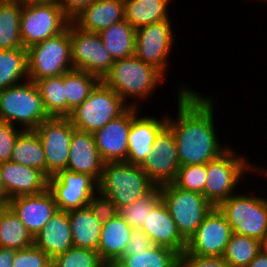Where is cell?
<instances>
[{
	"label": "cell",
	"instance_id": "1",
	"mask_svg": "<svg viewBox=\"0 0 267 267\" xmlns=\"http://www.w3.org/2000/svg\"><path fill=\"white\" fill-rule=\"evenodd\" d=\"M177 116L167 117L178 148L180 166L206 164L229 147L218 138L213 96H205L182 84L178 86Z\"/></svg>",
	"mask_w": 267,
	"mask_h": 267
},
{
	"label": "cell",
	"instance_id": "2",
	"mask_svg": "<svg viewBox=\"0 0 267 267\" xmlns=\"http://www.w3.org/2000/svg\"><path fill=\"white\" fill-rule=\"evenodd\" d=\"M165 79L167 78L154 66L132 55L114 61L102 81L129 106L138 107L140 104L137 105L136 101L149 102L147 100L152 98V94L156 93L158 86L165 82Z\"/></svg>",
	"mask_w": 267,
	"mask_h": 267
},
{
	"label": "cell",
	"instance_id": "3",
	"mask_svg": "<svg viewBox=\"0 0 267 267\" xmlns=\"http://www.w3.org/2000/svg\"><path fill=\"white\" fill-rule=\"evenodd\" d=\"M247 158L245 154L236 152L230 146L218 158L207 163L204 197L214 207H218L224 200L240 191L238 185H241L245 174L251 172L256 175L261 170L267 171V166L266 169L260 165L256 166L257 163H250Z\"/></svg>",
	"mask_w": 267,
	"mask_h": 267
},
{
	"label": "cell",
	"instance_id": "4",
	"mask_svg": "<svg viewBox=\"0 0 267 267\" xmlns=\"http://www.w3.org/2000/svg\"><path fill=\"white\" fill-rule=\"evenodd\" d=\"M156 185L139 165L125 161L105 162L98 191L111 199L118 209L148 195Z\"/></svg>",
	"mask_w": 267,
	"mask_h": 267
},
{
	"label": "cell",
	"instance_id": "5",
	"mask_svg": "<svg viewBox=\"0 0 267 267\" xmlns=\"http://www.w3.org/2000/svg\"><path fill=\"white\" fill-rule=\"evenodd\" d=\"M265 176L267 171H260L258 175ZM239 191L224 200L219 210L225 215L232 233L249 236L261 241H267V198L253 193Z\"/></svg>",
	"mask_w": 267,
	"mask_h": 267
},
{
	"label": "cell",
	"instance_id": "6",
	"mask_svg": "<svg viewBox=\"0 0 267 267\" xmlns=\"http://www.w3.org/2000/svg\"><path fill=\"white\" fill-rule=\"evenodd\" d=\"M49 118L35 82L27 80L0 90V121L35 130Z\"/></svg>",
	"mask_w": 267,
	"mask_h": 267
},
{
	"label": "cell",
	"instance_id": "7",
	"mask_svg": "<svg viewBox=\"0 0 267 267\" xmlns=\"http://www.w3.org/2000/svg\"><path fill=\"white\" fill-rule=\"evenodd\" d=\"M130 106L102 80L91 94L68 116L80 131L94 133L108 122L118 118Z\"/></svg>",
	"mask_w": 267,
	"mask_h": 267
},
{
	"label": "cell",
	"instance_id": "8",
	"mask_svg": "<svg viewBox=\"0 0 267 267\" xmlns=\"http://www.w3.org/2000/svg\"><path fill=\"white\" fill-rule=\"evenodd\" d=\"M28 78L30 81L60 76L74 69L70 49V24L61 33L30 46Z\"/></svg>",
	"mask_w": 267,
	"mask_h": 267
},
{
	"label": "cell",
	"instance_id": "9",
	"mask_svg": "<svg viewBox=\"0 0 267 267\" xmlns=\"http://www.w3.org/2000/svg\"><path fill=\"white\" fill-rule=\"evenodd\" d=\"M161 199L167 206L181 236L187 241L214 206L198 192L179 188L174 183L160 186Z\"/></svg>",
	"mask_w": 267,
	"mask_h": 267
},
{
	"label": "cell",
	"instance_id": "10",
	"mask_svg": "<svg viewBox=\"0 0 267 267\" xmlns=\"http://www.w3.org/2000/svg\"><path fill=\"white\" fill-rule=\"evenodd\" d=\"M71 21L59 3L23 4L20 23L23 48L63 32Z\"/></svg>",
	"mask_w": 267,
	"mask_h": 267
},
{
	"label": "cell",
	"instance_id": "11",
	"mask_svg": "<svg viewBox=\"0 0 267 267\" xmlns=\"http://www.w3.org/2000/svg\"><path fill=\"white\" fill-rule=\"evenodd\" d=\"M70 49L74 69L102 80L114 63L98 33L84 31L70 23Z\"/></svg>",
	"mask_w": 267,
	"mask_h": 267
},
{
	"label": "cell",
	"instance_id": "12",
	"mask_svg": "<svg viewBox=\"0 0 267 267\" xmlns=\"http://www.w3.org/2000/svg\"><path fill=\"white\" fill-rule=\"evenodd\" d=\"M170 20L171 18L136 29L135 56L154 66L165 77L169 74V58L175 44Z\"/></svg>",
	"mask_w": 267,
	"mask_h": 267
},
{
	"label": "cell",
	"instance_id": "13",
	"mask_svg": "<svg viewBox=\"0 0 267 267\" xmlns=\"http://www.w3.org/2000/svg\"><path fill=\"white\" fill-rule=\"evenodd\" d=\"M75 129L68 117H50L34 130L43 145L48 178L66 170Z\"/></svg>",
	"mask_w": 267,
	"mask_h": 267
},
{
	"label": "cell",
	"instance_id": "14",
	"mask_svg": "<svg viewBox=\"0 0 267 267\" xmlns=\"http://www.w3.org/2000/svg\"><path fill=\"white\" fill-rule=\"evenodd\" d=\"M231 235L225 215L214 207L187 240L186 249L181 255L223 257Z\"/></svg>",
	"mask_w": 267,
	"mask_h": 267
},
{
	"label": "cell",
	"instance_id": "15",
	"mask_svg": "<svg viewBox=\"0 0 267 267\" xmlns=\"http://www.w3.org/2000/svg\"><path fill=\"white\" fill-rule=\"evenodd\" d=\"M48 189L58 210L68 212L86 207L98 191V182L88 174L63 170L49 178Z\"/></svg>",
	"mask_w": 267,
	"mask_h": 267
},
{
	"label": "cell",
	"instance_id": "16",
	"mask_svg": "<svg viewBox=\"0 0 267 267\" xmlns=\"http://www.w3.org/2000/svg\"><path fill=\"white\" fill-rule=\"evenodd\" d=\"M139 167L156 186L174 182L180 163L174 134L167 125L155 137L152 152Z\"/></svg>",
	"mask_w": 267,
	"mask_h": 267
},
{
	"label": "cell",
	"instance_id": "17",
	"mask_svg": "<svg viewBox=\"0 0 267 267\" xmlns=\"http://www.w3.org/2000/svg\"><path fill=\"white\" fill-rule=\"evenodd\" d=\"M139 107H132V122L128 133V149L125 162L140 165L152 152L155 137L167 125L168 114L160 119L154 116H141ZM140 115V116H139Z\"/></svg>",
	"mask_w": 267,
	"mask_h": 267
},
{
	"label": "cell",
	"instance_id": "18",
	"mask_svg": "<svg viewBox=\"0 0 267 267\" xmlns=\"http://www.w3.org/2000/svg\"><path fill=\"white\" fill-rule=\"evenodd\" d=\"M6 204L14 211L34 237L58 210L49 189L33 195L18 196Z\"/></svg>",
	"mask_w": 267,
	"mask_h": 267
},
{
	"label": "cell",
	"instance_id": "19",
	"mask_svg": "<svg viewBox=\"0 0 267 267\" xmlns=\"http://www.w3.org/2000/svg\"><path fill=\"white\" fill-rule=\"evenodd\" d=\"M131 122L132 107L130 106L118 118L93 133L97 149L104 162L126 161L127 138Z\"/></svg>",
	"mask_w": 267,
	"mask_h": 267
},
{
	"label": "cell",
	"instance_id": "20",
	"mask_svg": "<svg viewBox=\"0 0 267 267\" xmlns=\"http://www.w3.org/2000/svg\"><path fill=\"white\" fill-rule=\"evenodd\" d=\"M0 172L7 201L18 196L45 192L49 186V178L43 172L12 161L1 163Z\"/></svg>",
	"mask_w": 267,
	"mask_h": 267
},
{
	"label": "cell",
	"instance_id": "21",
	"mask_svg": "<svg viewBox=\"0 0 267 267\" xmlns=\"http://www.w3.org/2000/svg\"><path fill=\"white\" fill-rule=\"evenodd\" d=\"M141 230L154 245L171 248L180 255L186 249L187 241L179 233L177 225L162 199L148 211Z\"/></svg>",
	"mask_w": 267,
	"mask_h": 267
},
{
	"label": "cell",
	"instance_id": "22",
	"mask_svg": "<svg viewBox=\"0 0 267 267\" xmlns=\"http://www.w3.org/2000/svg\"><path fill=\"white\" fill-rule=\"evenodd\" d=\"M104 163L97 149L94 134L75 129L66 170L88 174L99 182Z\"/></svg>",
	"mask_w": 267,
	"mask_h": 267
},
{
	"label": "cell",
	"instance_id": "23",
	"mask_svg": "<svg viewBox=\"0 0 267 267\" xmlns=\"http://www.w3.org/2000/svg\"><path fill=\"white\" fill-rule=\"evenodd\" d=\"M123 20L124 0H96L76 15L72 22L84 31L100 33Z\"/></svg>",
	"mask_w": 267,
	"mask_h": 267
},
{
	"label": "cell",
	"instance_id": "24",
	"mask_svg": "<svg viewBox=\"0 0 267 267\" xmlns=\"http://www.w3.org/2000/svg\"><path fill=\"white\" fill-rule=\"evenodd\" d=\"M34 245L43 250L51 259L73 247L68 212L57 210L34 236Z\"/></svg>",
	"mask_w": 267,
	"mask_h": 267
},
{
	"label": "cell",
	"instance_id": "25",
	"mask_svg": "<svg viewBox=\"0 0 267 267\" xmlns=\"http://www.w3.org/2000/svg\"><path fill=\"white\" fill-rule=\"evenodd\" d=\"M132 229L120 214L102 223L97 251L105 264H115L123 256Z\"/></svg>",
	"mask_w": 267,
	"mask_h": 267
},
{
	"label": "cell",
	"instance_id": "26",
	"mask_svg": "<svg viewBox=\"0 0 267 267\" xmlns=\"http://www.w3.org/2000/svg\"><path fill=\"white\" fill-rule=\"evenodd\" d=\"M73 247L97 251L102 223L93 215L88 206L68 211Z\"/></svg>",
	"mask_w": 267,
	"mask_h": 267
},
{
	"label": "cell",
	"instance_id": "27",
	"mask_svg": "<svg viewBox=\"0 0 267 267\" xmlns=\"http://www.w3.org/2000/svg\"><path fill=\"white\" fill-rule=\"evenodd\" d=\"M172 0H124L125 20L135 29L170 18Z\"/></svg>",
	"mask_w": 267,
	"mask_h": 267
},
{
	"label": "cell",
	"instance_id": "28",
	"mask_svg": "<svg viewBox=\"0 0 267 267\" xmlns=\"http://www.w3.org/2000/svg\"><path fill=\"white\" fill-rule=\"evenodd\" d=\"M34 245V237L6 204L0 206V247L21 250Z\"/></svg>",
	"mask_w": 267,
	"mask_h": 267
},
{
	"label": "cell",
	"instance_id": "29",
	"mask_svg": "<svg viewBox=\"0 0 267 267\" xmlns=\"http://www.w3.org/2000/svg\"><path fill=\"white\" fill-rule=\"evenodd\" d=\"M98 34L114 61L135 55L136 29L126 20L114 23Z\"/></svg>",
	"mask_w": 267,
	"mask_h": 267
},
{
	"label": "cell",
	"instance_id": "30",
	"mask_svg": "<svg viewBox=\"0 0 267 267\" xmlns=\"http://www.w3.org/2000/svg\"><path fill=\"white\" fill-rule=\"evenodd\" d=\"M116 267H180L181 255L168 247L154 245L135 255H123Z\"/></svg>",
	"mask_w": 267,
	"mask_h": 267
},
{
	"label": "cell",
	"instance_id": "31",
	"mask_svg": "<svg viewBox=\"0 0 267 267\" xmlns=\"http://www.w3.org/2000/svg\"><path fill=\"white\" fill-rule=\"evenodd\" d=\"M27 80H29L27 49H0V90Z\"/></svg>",
	"mask_w": 267,
	"mask_h": 267
},
{
	"label": "cell",
	"instance_id": "32",
	"mask_svg": "<svg viewBox=\"0 0 267 267\" xmlns=\"http://www.w3.org/2000/svg\"><path fill=\"white\" fill-rule=\"evenodd\" d=\"M11 161L35 168L46 175V160L40 137L34 130H24L17 138Z\"/></svg>",
	"mask_w": 267,
	"mask_h": 267
},
{
	"label": "cell",
	"instance_id": "33",
	"mask_svg": "<svg viewBox=\"0 0 267 267\" xmlns=\"http://www.w3.org/2000/svg\"><path fill=\"white\" fill-rule=\"evenodd\" d=\"M22 2L0 3V49L23 48L20 36Z\"/></svg>",
	"mask_w": 267,
	"mask_h": 267
},
{
	"label": "cell",
	"instance_id": "34",
	"mask_svg": "<svg viewBox=\"0 0 267 267\" xmlns=\"http://www.w3.org/2000/svg\"><path fill=\"white\" fill-rule=\"evenodd\" d=\"M100 81L98 77L85 71L73 69L64 73L67 117L91 94Z\"/></svg>",
	"mask_w": 267,
	"mask_h": 267
},
{
	"label": "cell",
	"instance_id": "35",
	"mask_svg": "<svg viewBox=\"0 0 267 267\" xmlns=\"http://www.w3.org/2000/svg\"><path fill=\"white\" fill-rule=\"evenodd\" d=\"M46 112L50 117H67L64 74L35 81Z\"/></svg>",
	"mask_w": 267,
	"mask_h": 267
},
{
	"label": "cell",
	"instance_id": "36",
	"mask_svg": "<svg viewBox=\"0 0 267 267\" xmlns=\"http://www.w3.org/2000/svg\"><path fill=\"white\" fill-rule=\"evenodd\" d=\"M263 247L257 239L232 233L223 258L231 267H247Z\"/></svg>",
	"mask_w": 267,
	"mask_h": 267
},
{
	"label": "cell",
	"instance_id": "37",
	"mask_svg": "<svg viewBox=\"0 0 267 267\" xmlns=\"http://www.w3.org/2000/svg\"><path fill=\"white\" fill-rule=\"evenodd\" d=\"M161 199L160 186H156L148 195L135 200L119 209V214L133 229H141L148 216V211Z\"/></svg>",
	"mask_w": 267,
	"mask_h": 267
},
{
	"label": "cell",
	"instance_id": "38",
	"mask_svg": "<svg viewBox=\"0 0 267 267\" xmlns=\"http://www.w3.org/2000/svg\"><path fill=\"white\" fill-rule=\"evenodd\" d=\"M104 265L98 251L71 247L65 253L55 256L51 267H102Z\"/></svg>",
	"mask_w": 267,
	"mask_h": 267
},
{
	"label": "cell",
	"instance_id": "39",
	"mask_svg": "<svg viewBox=\"0 0 267 267\" xmlns=\"http://www.w3.org/2000/svg\"><path fill=\"white\" fill-rule=\"evenodd\" d=\"M206 176L207 163L180 166L173 183L181 189L204 195Z\"/></svg>",
	"mask_w": 267,
	"mask_h": 267
},
{
	"label": "cell",
	"instance_id": "40",
	"mask_svg": "<svg viewBox=\"0 0 267 267\" xmlns=\"http://www.w3.org/2000/svg\"><path fill=\"white\" fill-rule=\"evenodd\" d=\"M52 259L35 245L16 250L12 267H51Z\"/></svg>",
	"mask_w": 267,
	"mask_h": 267
},
{
	"label": "cell",
	"instance_id": "41",
	"mask_svg": "<svg viewBox=\"0 0 267 267\" xmlns=\"http://www.w3.org/2000/svg\"><path fill=\"white\" fill-rule=\"evenodd\" d=\"M87 206L101 223H105L119 214L116 204L99 191L91 197Z\"/></svg>",
	"mask_w": 267,
	"mask_h": 267
},
{
	"label": "cell",
	"instance_id": "42",
	"mask_svg": "<svg viewBox=\"0 0 267 267\" xmlns=\"http://www.w3.org/2000/svg\"><path fill=\"white\" fill-rule=\"evenodd\" d=\"M23 131L20 127L0 121V164L11 161L15 142Z\"/></svg>",
	"mask_w": 267,
	"mask_h": 267
},
{
	"label": "cell",
	"instance_id": "43",
	"mask_svg": "<svg viewBox=\"0 0 267 267\" xmlns=\"http://www.w3.org/2000/svg\"><path fill=\"white\" fill-rule=\"evenodd\" d=\"M154 246L149 237L138 228L132 229L130 239L125 246L123 255H135V252L148 250Z\"/></svg>",
	"mask_w": 267,
	"mask_h": 267
},
{
	"label": "cell",
	"instance_id": "44",
	"mask_svg": "<svg viewBox=\"0 0 267 267\" xmlns=\"http://www.w3.org/2000/svg\"><path fill=\"white\" fill-rule=\"evenodd\" d=\"M181 267H231L223 257L181 255Z\"/></svg>",
	"mask_w": 267,
	"mask_h": 267
},
{
	"label": "cell",
	"instance_id": "45",
	"mask_svg": "<svg viewBox=\"0 0 267 267\" xmlns=\"http://www.w3.org/2000/svg\"><path fill=\"white\" fill-rule=\"evenodd\" d=\"M94 1L96 0H60L59 5L62 7L65 14L72 20Z\"/></svg>",
	"mask_w": 267,
	"mask_h": 267
},
{
	"label": "cell",
	"instance_id": "46",
	"mask_svg": "<svg viewBox=\"0 0 267 267\" xmlns=\"http://www.w3.org/2000/svg\"><path fill=\"white\" fill-rule=\"evenodd\" d=\"M15 249L0 247V267H12Z\"/></svg>",
	"mask_w": 267,
	"mask_h": 267
},
{
	"label": "cell",
	"instance_id": "47",
	"mask_svg": "<svg viewBox=\"0 0 267 267\" xmlns=\"http://www.w3.org/2000/svg\"><path fill=\"white\" fill-rule=\"evenodd\" d=\"M247 267H267V249L263 247Z\"/></svg>",
	"mask_w": 267,
	"mask_h": 267
},
{
	"label": "cell",
	"instance_id": "48",
	"mask_svg": "<svg viewBox=\"0 0 267 267\" xmlns=\"http://www.w3.org/2000/svg\"><path fill=\"white\" fill-rule=\"evenodd\" d=\"M60 0H21L23 4H52L59 3Z\"/></svg>",
	"mask_w": 267,
	"mask_h": 267
},
{
	"label": "cell",
	"instance_id": "49",
	"mask_svg": "<svg viewBox=\"0 0 267 267\" xmlns=\"http://www.w3.org/2000/svg\"><path fill=\"white\" fill-rule=\"evenodd\" d=\"M0 202L6 203L7 202V194L5 191L4 183L2 180L1 172H0Z\"/></svg>",
	"mask_w": 267,
	"mask_h": 267
},
{
	"label": "cell",
	"instance_id": "50",
	"mask_svg": "<svg viewBox=\"0 0 267 267\" xmlns=\"http://www.w3.org/2000/svg\"><path fill=\"white\" fill-rule=\"evenodd\" d=\"M2 2H21V0H0V3Z\"/></svg>",
	"mask_w": 267,
	"mask_h": 267
},
{
	"label": "cell",
	"instance_id": "51",
	"mask_svg": "<svg viewBox=\"0 0 267 267\" xmlns=\"http://www.w3.org/2000/svg\"><path fill=\"white\" fill-rule=\"evenodd\" d=\"M102 267H116L115 264H105L104 266Z\"/></svg>",
	"mask_w": 267,
	"mask_h": 267
},
{
	"label": "cell",
	"instance_id": "52",
	"mask_svg": "<svg viewBox=\"0 0 267 267\" xmlns=\"http://www.w3.org/2000/svg\"><path fill=\"white\" fill-rule=\"evenodd\" d=\"M264 247L267 249V241L265 242Z\"/></svg>",
	"mask_w": 267,
	"mask_h": 267
}]
</instances>
